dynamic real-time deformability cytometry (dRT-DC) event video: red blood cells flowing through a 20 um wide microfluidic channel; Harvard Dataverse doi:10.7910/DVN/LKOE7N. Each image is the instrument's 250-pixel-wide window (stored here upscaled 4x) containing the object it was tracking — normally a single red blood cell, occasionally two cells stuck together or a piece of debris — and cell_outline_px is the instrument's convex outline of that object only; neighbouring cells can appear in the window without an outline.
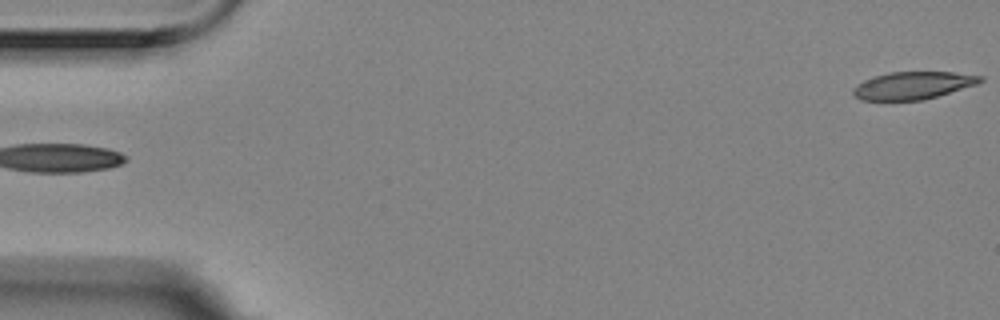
{"species": "Egyptian fruit bat (a non-hibernating species)", "species_latin": "Rousettus aegyptiacus", "temperature_condition": "room temperature", "stored_images_in_passage": 5, "segment_of_instrument_passage": [2, 2], "camera_frame_rate_fps": 3000, "um_per_image_px": 0.085, "animal": {"sex": "female"}, "frame": {"image": 1, "passage_image": 5, "time_ms": 1.333, "image_size_px": [1000, 320], "cell_outline_px": [[984, 80], [976, 84], [924, 100], [860, 100], [852, 92], [852, 88], [856, 84], [864, 80], [888, 72], [952, 72], [984, 76]], "centroid_in_image_um": [77.58, 7.26], "position_along_channel_um": 7.4, "area_um2": 20.29}}